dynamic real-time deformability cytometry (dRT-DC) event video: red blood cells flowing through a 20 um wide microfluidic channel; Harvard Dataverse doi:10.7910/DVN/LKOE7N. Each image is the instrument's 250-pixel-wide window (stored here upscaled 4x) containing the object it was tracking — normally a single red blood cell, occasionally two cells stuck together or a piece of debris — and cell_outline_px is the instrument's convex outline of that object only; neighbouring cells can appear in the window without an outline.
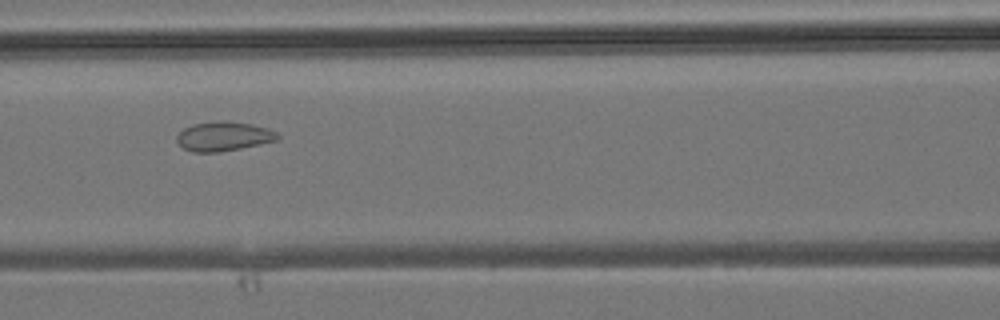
{"species": "common noctule bat (a hibernating species)", "species_latin": "Nyctalus noctula", "temperature_condition": "room temperature", "stored_images_in_passage": 7, "camera_frame_rate_fps": 3000, "um_per_image_px": 0.085, "animal": {"sex": "male", "body_mass_g": 19.2, "forearm_length_mm": 51.8}, "frame": {"image": 1, "passage_image": 6, "time_ms": 7.0, "image_size_px": [1000, 320], "cell_outline_px": [[280, 140], [220, 152], [192, 152], [184, 148], [176, 140], [176, 136], [184, 128], [192, 124], [224, 120], [252, 124], [268, 128], [276, 132], [280, 136]], "centroid_in_image_um": [19.03, 11.58], "position_along_channel_um": 147.6, "area_um2": 17.28}}
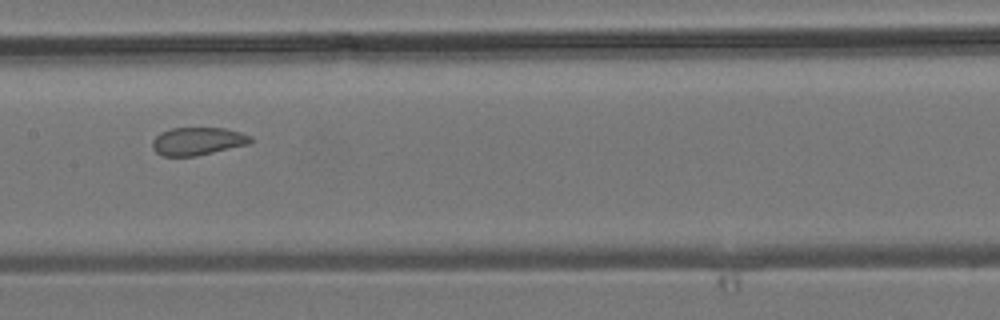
{"frame": {"image": 2, "passage_image": 7, "time_ms": 8.0, "image_size_px": [1000, 320], "cell_outline_px": [[252, 144], [196, 156], [164, 156], [156, 152], [152, 148], [152, 140], [160, 132], [172, 128], [224, 128], [240, 132], [252, 136]], "centroid_in_image_um": [16.83, 12.0], "position_along_channel_um": 190.6, "area_um2": 16.13}}